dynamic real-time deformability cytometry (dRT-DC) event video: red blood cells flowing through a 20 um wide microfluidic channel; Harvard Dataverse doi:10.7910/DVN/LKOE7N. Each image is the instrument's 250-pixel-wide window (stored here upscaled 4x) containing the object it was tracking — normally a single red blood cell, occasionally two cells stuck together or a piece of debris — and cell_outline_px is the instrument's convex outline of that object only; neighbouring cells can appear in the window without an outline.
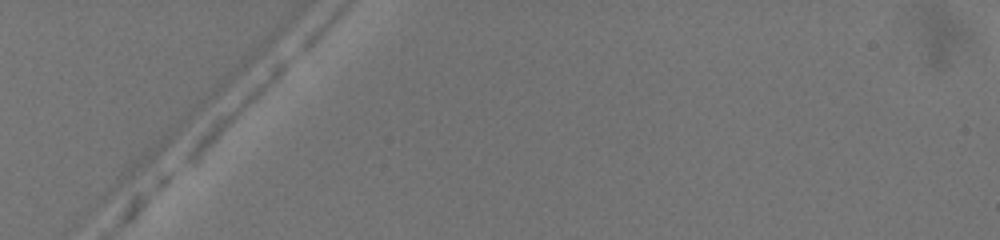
{"species": "common noctule bat (a hibernating species)", "species_latin": "Nyctalus noctula", "temperature_condition": "warm", "stored_images_in_passage": 1, "camera_frame_rate_fps": 3000, "um_per_image_px": 0.085, "animal": {"sex": "female", "body_mass_g": 19.5, "forearm_length_mm": 54.1}, "frame": {"image": 1, "passage_image": 1, "time_ms": 0.0, "image_size_px": [1000, 240], "cell_outline_px": [[292, 60], [236, 116], [188, 160], [180, 164], [184, 156], [196, 136], [220, 112], [276, 60], [292, 52]], "centroid_in_image_um": [20.13, 9.0], "position_along_channel_um": 64.9, "area_um2": 12.77}}